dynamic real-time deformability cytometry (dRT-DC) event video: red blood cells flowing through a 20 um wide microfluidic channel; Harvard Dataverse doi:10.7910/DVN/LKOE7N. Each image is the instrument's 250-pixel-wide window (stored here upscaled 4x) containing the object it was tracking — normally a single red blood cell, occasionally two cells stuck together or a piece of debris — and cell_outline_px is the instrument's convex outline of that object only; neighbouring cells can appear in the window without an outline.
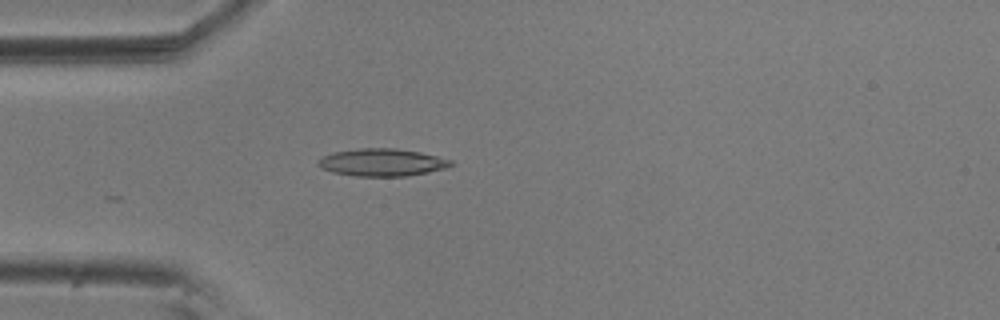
{"species": "common noctule bat (a hibernating species)", "species_latin": "Nyctalus noctula", "temperature_condition": "room temperature", "stored_images_in_passage": 11, "camera_frame_rate_fps": 3000, "um_per_image_px": 0.085, "animal": {"sex": "male", "body_mass_g": 20.5, "forearm_length_mm": 52.5}, "frame": {"image": 1, "passage_image": 1, "time_ms": 0.0, "image_size_px": [1000, 320], "cell_outline_px": [[452, 164], [444, 168], [428, 172], [408, 176], [356, 176], [332, 172], [320, 168], [316, 164], [324, 156], [332, 152], [360, 148], [396, 148], [420, 152], [452, 160]], "centroid_in_image_um": [32.44, 13.8], "position_along_channel_um": 52.6, "area_um2": 21.15}}
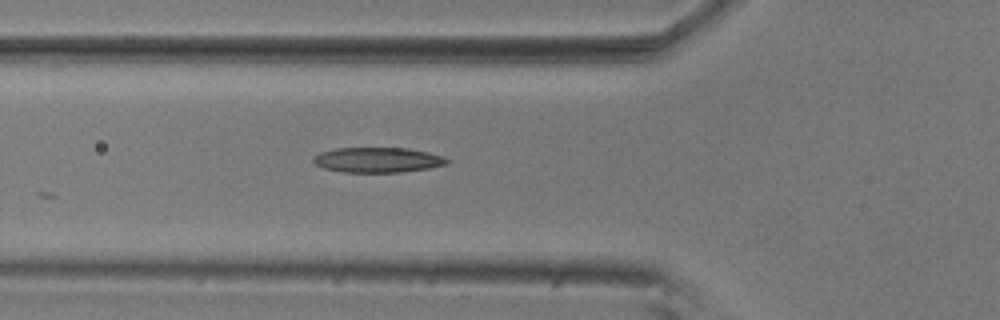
{"frame": {"image": 2, "passage_image": 5, "time_ms": 1.333, "image_size_px": [1000, 320], "cell_outline_px": [[452, 160], [448, 164], [428, 168], [404, 172], [344, 172], [324, 168], [316, 164], [312, 160], [312, 156], [320, 152], [336, 148], [408, 148], [428, 152], [444, 156]], "centroid_in_image_um": [32.13, 13.59], "position_along_channel_um": 93.7, "area_um2": 19.71}}
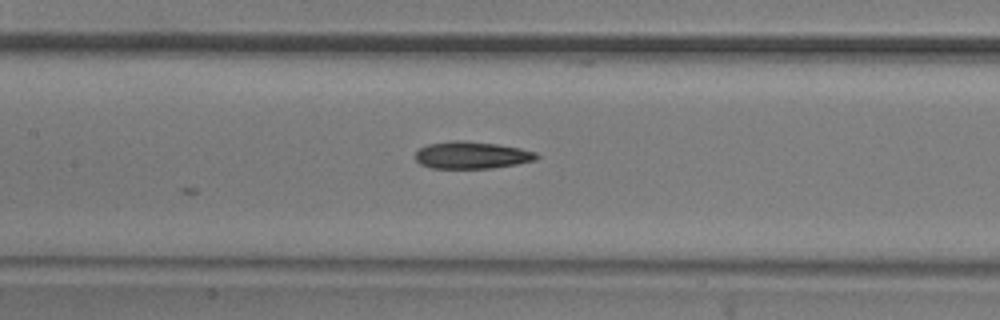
{"frame": {"image": 3, "passage_image": 11, "time_ms": 3.333, "image_size_px": [1000, 320], "cell_outline_px": [[540, 156], [536, 160], [516, 164], [492, 168], [432, 168], [420, 164], [416, 160], [416, 152], [420, 148], [428, 144], [452, 140], [468, 140], [496, 144], [520, 148], [536, 152]], "centroid_in_image_um": [40.11, 13.18], "position_along_channel_um": 167.3, "area_um2": 19.25}}